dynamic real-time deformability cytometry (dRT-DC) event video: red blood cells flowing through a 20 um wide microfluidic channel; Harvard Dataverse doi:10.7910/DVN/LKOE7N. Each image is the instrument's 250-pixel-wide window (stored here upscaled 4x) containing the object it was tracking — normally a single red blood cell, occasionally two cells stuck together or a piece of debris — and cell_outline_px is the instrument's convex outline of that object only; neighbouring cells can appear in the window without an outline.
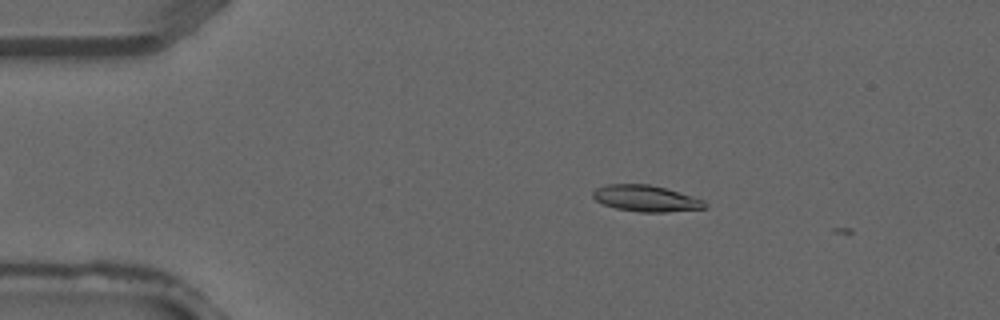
{"species": "common noctule bat (a hibernating species)", "species_latin": "Nyctalus noctula", "temperature_condition": "warm", "stored_images_in_passage": 2, "camera_frame_rate_fps": 3000, "um_per_image_px": 0.085, "animal": {"sex": "male", "forearm_length_mm": 52.5}, "frame": {"image": 1, "passage_image": 1, "time_ms": 0.0, "image_size_px": [1000, 320], "cell_outline_px": [[708, 208], [668, 212], [640, 212], [616, 208], [604, 204], [596, 200], [592, 196], [592, 192], [596, 188], [608, 184], [648, 184], [664, 188], [704, 200], [708, 204]], "centroid_in_image_um": [54.92, 16.87], "position_along_channel_um": 30.1, "area_um2": 17.05}}